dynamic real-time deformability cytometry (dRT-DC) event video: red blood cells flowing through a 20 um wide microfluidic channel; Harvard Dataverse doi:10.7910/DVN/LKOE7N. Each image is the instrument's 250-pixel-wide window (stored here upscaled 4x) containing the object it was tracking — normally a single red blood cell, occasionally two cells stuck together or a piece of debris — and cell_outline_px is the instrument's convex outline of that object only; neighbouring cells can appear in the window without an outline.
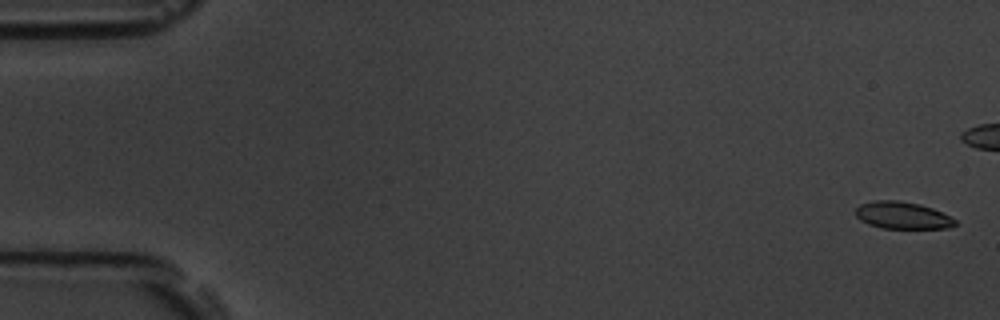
{"species": "common noctule bat (a hibernating species)", "species_latin": "Nyctalus noctula", "temperature_condition": "room temperature", "stored_images_in_passage": 7, "camera_frame_rate_fps": 3000, "um_per_image_px": 0.085, "animal": {"sex": "male", "body_mass_g": 19.5, "forearm_length_mm": 54.6}, "frame": {"image": 1, "passage_image": 1, "time_ms": 0.0, "image_size_px": [1000, 320], "cell_outline_px": [[956, 224], [948, 228], [880, 228], [868, 224], [860, 220], [856, 216], [856, 208], [860, 204], [872, 200], [900, 200], [920, 204], [932, 208], [956, 220]], "centroid_in_image_um": [76.66, 18.29], "position_along_channel_um": 8.3, "area_um2": 15.72}}
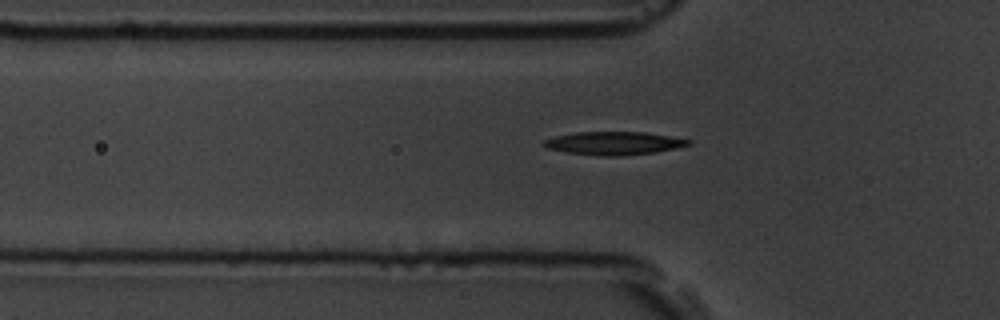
{"frame": {"image": 2, "passage_image": 7, "time_ms": 7.667, "image_size_px": [1000, 320], "cell_outline_px": [[692, 144], [676, 148], [656, 152], [624, 156], [600, 156], [568, 152], [548, 148], [540, 144], [544, 140], [556, 136], [576, 132], [644, 132], [692, 140]], "centroid_in_image_um": [52.19, 12.18], "position_along_channel_um": 73.6, "area_um2": 19.48}}